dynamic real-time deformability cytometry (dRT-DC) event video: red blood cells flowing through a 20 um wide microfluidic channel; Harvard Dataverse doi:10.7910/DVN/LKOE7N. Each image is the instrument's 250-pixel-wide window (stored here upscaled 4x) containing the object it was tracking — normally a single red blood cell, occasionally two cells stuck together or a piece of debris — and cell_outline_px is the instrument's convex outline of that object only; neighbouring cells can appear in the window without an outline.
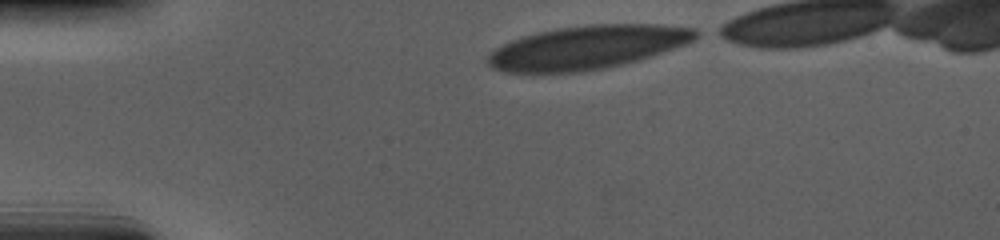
{"species": "human", "species_latin": "Homo sapiens", "temperature_condition": "cold", "stored_images_in_passage": 35, "camera_frame_rate_fps": 3000, "um_per_image_px": 0.085, "donor": {"sex": "male"}, "frame": {"image": 1, "passage_image": 1, "time_ms": 0.0, "image_size_px": [1000, 240], "cell_outline_px": [[704, 36], [688, 44], [652, 56], [624, 64], [604, 68], [580, 72], [504, 72], [492, 68], [484, 60], [496, 48], [512, 40], [524, 36], [556, 28], [588, 24], [660, 24], [696, 28], [704, 32]], "centroid_in_image_um": [50.05, 4.01], "position_along_channel_um": 35.0, "area_um2": 53.29}}
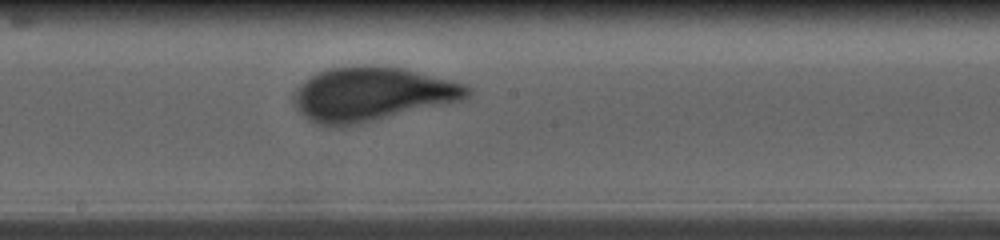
{"frame": {"image": 2, "passage_image": 20, "time_ms": 6.333, "image_size_px": [1000, 240], "cell_outline_px": [[472, 92], [468, 100], [456, 104], [360, 124], [340, 128], [328, 128], [316, 124], [308, 120], [296, 108], [292, 100], [292, 92], [304, 80], [328, 68], [404, 68], [468, 84], [472, 88]], "centroid_in_image_um": [31.7, 8.08], "position_along_channel_um": 216.5, "area_um2": 55.6}}
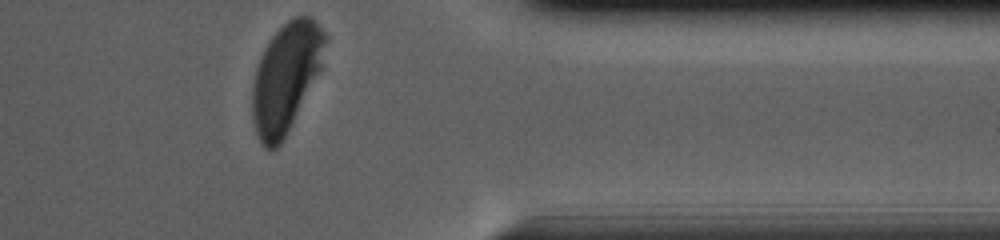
{"frame": {"image": 3, "passage_image": 35, "time_ms": 11.333, "image_size_px": [1000, 240], "cell_outline_px": [[328, 40], [320, 72], [284, 140], [276, 148], [264, 148], [260, 144], [252, 120], [252, 88], [256, 68], [260, 56], [268, 40], [288, 20], [296, 16], [308, 16], [328, 36]], "centroid_in_image_um": [24.3, 6.61], "position_along_channel_um": 387.1, "area_um2": 46.47}}